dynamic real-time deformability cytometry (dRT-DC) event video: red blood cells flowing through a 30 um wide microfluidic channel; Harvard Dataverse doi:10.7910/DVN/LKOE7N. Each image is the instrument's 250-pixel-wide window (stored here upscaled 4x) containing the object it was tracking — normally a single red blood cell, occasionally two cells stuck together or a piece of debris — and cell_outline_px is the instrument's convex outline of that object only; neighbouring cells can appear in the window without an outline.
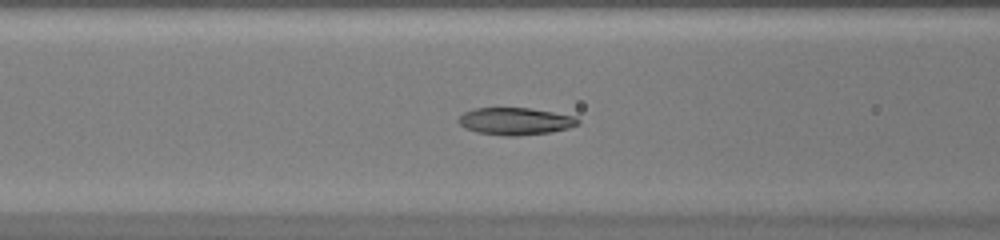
{"species": "common noctule bat (a hibernating species)", "species_latin": "Nyctalus noctula", "temperature_condition": "warm", "stored_images_in_passage": 46, "camera_frame_rate_fps": 3000, "um_per_image_px": 0.085, "animal": {"sex": "female", "body_mass_g": 20.0, "forearm_length_mm": 54.0}, "frame": {"image": 1, "passage_image": 20, "time_ms": 6.333, "image_size_px": [1000, 240], "cell_outline_px": [[580, 124], [568, 128], [552, 132], [516, 136], [504, 136], [476, 132], [464, 128], [456, 120], [464, 112], [476, 108], [528, 108], [576, 116], [580, 120]], "centroid_in_image_um": [43.8, 10.31], "position_along_channel_um": 122.8, "area_um2": 19.07}}
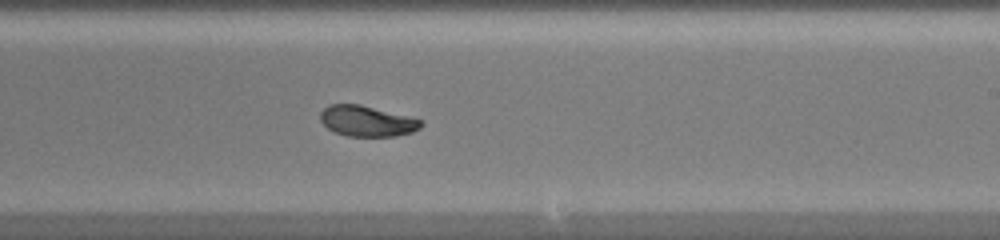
{"frame": {"image": 2, "passage_image": 29, "time_ms": 9.333, "image_size_px": [1000, 240], "cell_outline_px": [[424, 124], [420, 128], [412, 132], [396, 136], [348, 136], [336, 132], [328, 128], [320, 120], [320, 112], [328, 104], [360, 104], [424, 120]], "centroid_in_image_um": [31.21, 10.28], "position_along_channel_um": 257.8, "area_um2": 18.03}}
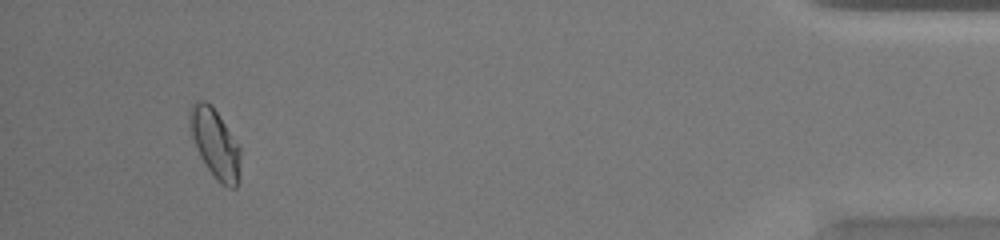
{"frame": {"image": 3, "passage_image": 44, "time_ms": 14.333, "image_size_px": [1000, 240], "cell_outline_px": [[240, 180], [236, 188], [228, 188], [220, 184], [208, 168], [200, 156], [192, 136], [188, 120], [188, 108], [196, 100], [204, 100], [212, 104], [240, 148]], "centroid_in_image_um": [18.28, 12.19], "position_along_channel_um": 416.9, "area_um2": 20.52}}